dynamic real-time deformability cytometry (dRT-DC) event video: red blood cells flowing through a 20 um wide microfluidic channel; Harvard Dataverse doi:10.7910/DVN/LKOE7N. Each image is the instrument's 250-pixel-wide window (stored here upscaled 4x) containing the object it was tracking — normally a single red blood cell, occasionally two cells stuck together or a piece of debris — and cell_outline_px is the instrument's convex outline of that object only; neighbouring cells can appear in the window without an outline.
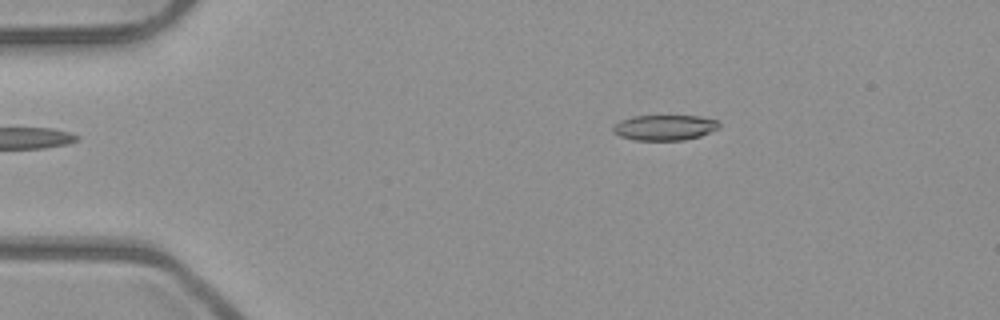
{"species": "common noctule bat (a hibernating species)", "species_latin": "Nyctalus noctula", "temperature_condition": "room temperature", "stored_images_in_passage": 7, "camera_frame_rate_fps": 3000, "um_per_image_px": 0.085, "animal": {"sex": "male", "body_mass_g": 23.1, "forearm_length_mm": 52.7}, "frame": {"image": 1, "passage_image": 3, "time_ms": 0.667, "image_size_px": [1000, 320], "cell_outline_px": [[720, 128], [700, 136], [684, 140], [636, 140], [620, 136], [612, 132], [612, 128], [620, 120], [632, 116], [700, 116], [716, 120], [720, 124]], "centroid_in_image_um": [56.5, 10.84], "position_along_channel_um": 28.5, "area_um2": 15.72}}
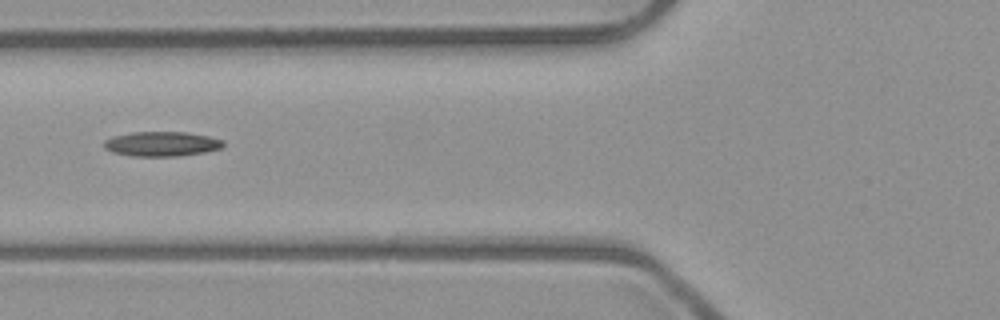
{"frame": {"image": 2, "passage_image": 6, "time_ms": 1.667, "image_size_px": [1000, 320], "cell_outline_px": [[224, 144], [220, 148], [204, 152], [180, 156], [132, 156], [112, 152], [104, 148], [104, 140], [112, 136], [132, 132], [184, 132], [208, 136], [224, 140]], "centroid_in_image_um": [13.71, 12.23], "position_along_channel_um": 112.1, "area_um2": 17.17}}
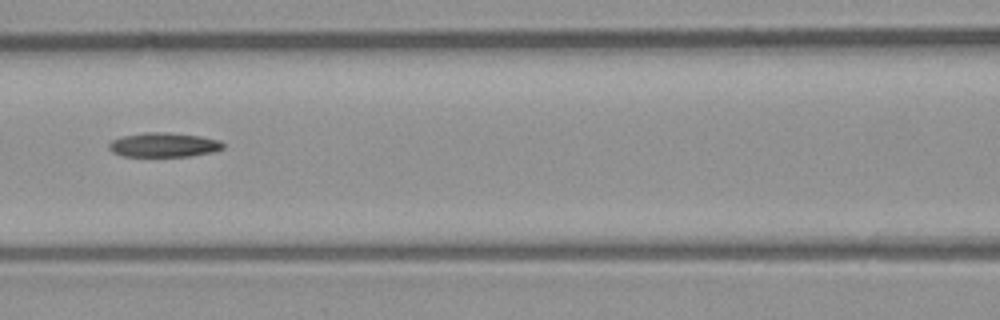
{"frame": {"image": 3, "passage_image": 7, "time_ms": 2.0, "image_size_px": [1000, 320], "cell_outline_px": [[224, 148], [216, 152], [192, 156], [124, 156], [112, 152], [108, 148], [108, 144], [112, 140], [124, 136], [144, 132], [164, 132], [200, 136], [220, 140], [224, 144]], "centroid_in_image_um": [13.95, 12.32], "position_along_channel_um": 152.6, "area_um2": 16.3}}